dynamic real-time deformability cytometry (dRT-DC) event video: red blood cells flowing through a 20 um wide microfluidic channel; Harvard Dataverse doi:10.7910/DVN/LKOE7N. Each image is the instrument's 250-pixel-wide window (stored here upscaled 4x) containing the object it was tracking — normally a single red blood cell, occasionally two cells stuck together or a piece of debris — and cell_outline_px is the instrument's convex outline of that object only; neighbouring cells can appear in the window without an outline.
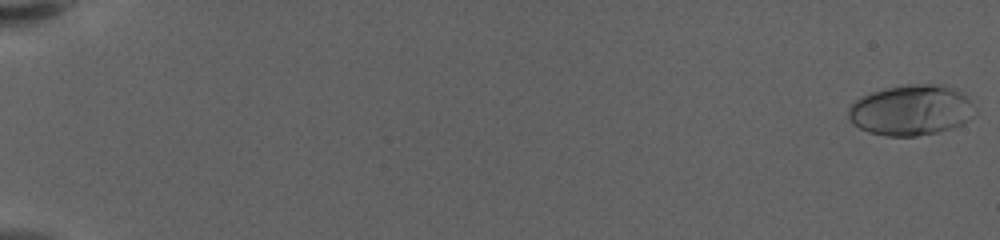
{"species": "human", "species_latin": "Homo sapiens", "temperature_condition": "warm", "stored_images_in_passage": 60, "camera_frame_rate_fps": 3000, "um_per_image_px": 0.085, "donor": {"sex": "female"}, "frame": {"image": 1, "passage_image": 1, "time_ms": 0.0, "image_size_px": [1000, 240], "cell_outline_px": [[976, 112], [960, 124], [936, 132], [916, 136], [888, 136], [868, 132], [852, 124], [848, 116], [848, 108], [860, 96], [884, 88], [908, 84], [944, 84], [956, 88], [976, 108]], "centroid_in_image_um": [77.4, 9.34], "position_along_channel_um": 7.6, "area_um2": 37.17}}
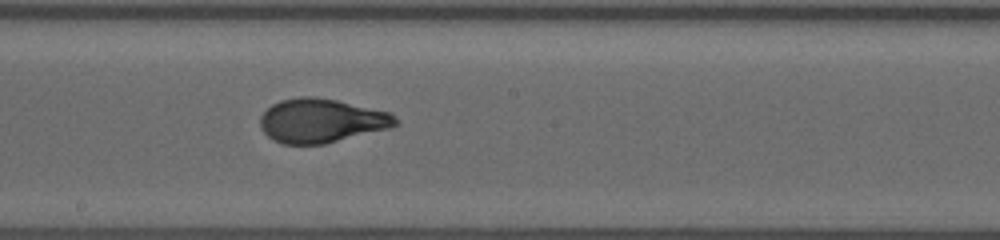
{"frame": {"image": 2, "passage_image": 36, "time_ms": 11.667, "image_size_px": [1000, 240], "cell_outline_px": [[400, 124], [392, 128], [324, 144], [284, 144], [272, 140], [260, 128], [260, 116], [272, 104], [280, 100], [300, 96], [312, 96], [336, 100], [392, 112], [396, 116]], "centroid_in_image_um": [27.35, 10.26], "position_along_channel_um": 220.8, "area_um2": 35.08}}
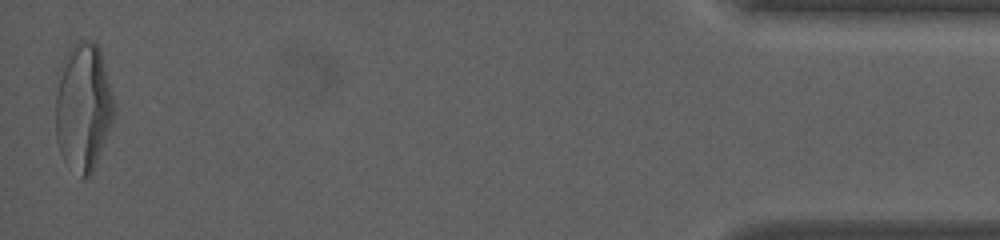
{"frame": {"image": 3, "passage_image": 60, "time_ms": 19.667, "image_size_px": [1000, 240], "cell_outline_px": [[116, 112], [112, 124], [96, 164], [88, 180], [80, 180], [60, 152], [56, 140], [56, 96], [60, 80], [68, 52], [80, 40], [84, 40], [96, 44], [100, 48], [116, 108]], "centroid_in_image_um": [7.12, 9.21], "position_along_channel_um": 428.1, "area_um2": 43.12}, "authors_computed_cell_mechanics": {"area_um2": 34.4777, "velocity_mm_per_s": 3.5666, "shape_relaxation_time_tau1_ms": 5.7231, "shape_relaxation_time_tau2_ms": null, "deformation_change_tau1": 0.2277, "deformation_change_tau2": null}}